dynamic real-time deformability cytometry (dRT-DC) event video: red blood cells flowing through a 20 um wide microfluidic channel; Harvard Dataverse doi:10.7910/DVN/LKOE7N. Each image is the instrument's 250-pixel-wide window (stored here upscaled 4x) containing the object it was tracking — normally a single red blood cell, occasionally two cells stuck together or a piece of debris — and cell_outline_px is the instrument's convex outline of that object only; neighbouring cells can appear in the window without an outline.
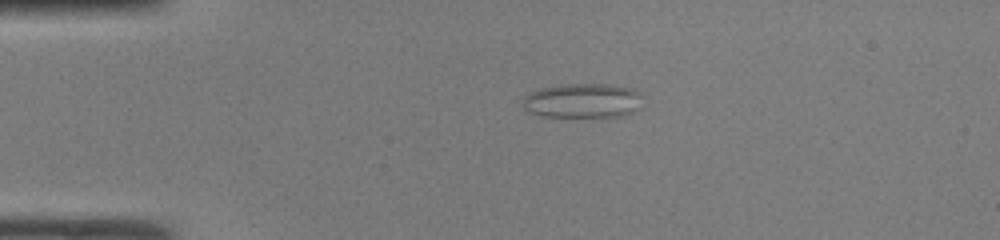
{"species": "common noctule bat (a hibernating species)", "species_latin": "Nyctalus noctula", "temperature_condition": "room temperature", "stored_images_in_passage": 38, "camera_frame_rate_fps": 3000, "um_per_image_px": 0.085, "animal": {"sex": "male", "body_mass_g": 19.0, "forearm_length_mm": 50.8}, "frame": {"image": 1, "passage_image": 1, "time_ms": 0.0, "image_size_px": [1000, 240], "cell_outline_px": [[640, 108], [624, 116], [544, 116], [528, 112], [524, 108], [524, 96], [528, 92], [540, 88], [560, 84], [612, 84], [636, 88], [640, 92]], "centroid_in_image_um": [49.55, 8.53], "position_along_channel_um": 35.5, "area_um2": 24.33}}
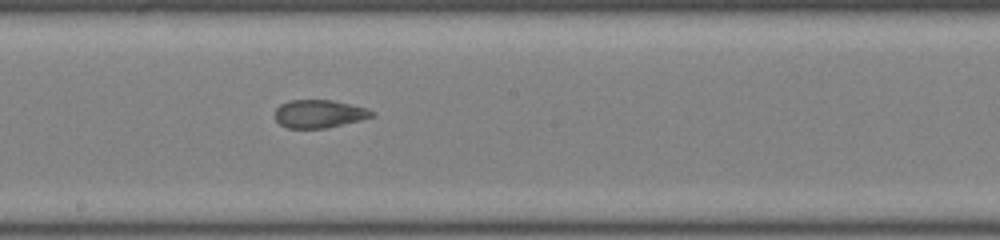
{"frame": {"image": 2, "passage_image": 17, "time_ms": 5.333, "image_size_px": [1000, 240], "cell_outline_px": [[376, 116], [328, 128], [288, 128], [280, 124], [276, 120], [276, 108], [280, 104], [288, 100], [332, 100], [368, 108], [376, 112]], "centroid_in_image_um": [27.17, 9.67], "position_along_channel_um": 221.0, "area_um2": 15.95}}
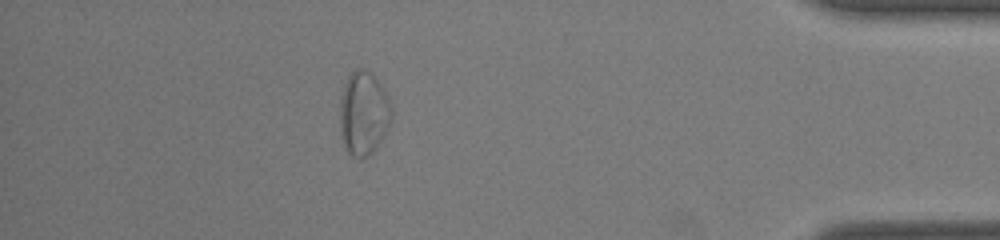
{"frame": {"image": 3, "passage_image": 33, "time_ms": 10.667, "image_size_px": [1000, 240], "cell_outline_px": [[392, 120], [376, 148], [368, 156], [352, 156], [348, 152], [344, 144], [340, 132], [340, 96], [344, 84], [348, 76], [356, 68], [364, 68], [380, 84], [392, 108]], "centroid_in_image_um": [30.88, 9.62], "position_along_channel_um": 404.3, "area_um2": 24.91}, "authors_computed_cell_mechanics": {"area_um2": 17.918, "velocity_mm_per_s": 4.2396, "shape_relaxation_time_tau1_ms": null, "shape_relaxation_time_tau2_ms": 1.491, "deformation_change_tau1": null, "deformation_change_tau2": 0.0856}}